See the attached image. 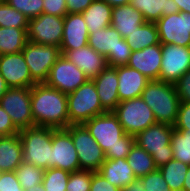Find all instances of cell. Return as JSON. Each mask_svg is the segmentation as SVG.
I'll return each mask as SVG.
<instances>
[{
    "label": "cell",
    "mask_w": 190,
    "mask_h": 191,
    "mask_svg": "<svg viewBox=\"0 0 190 191\" xmlns=\"http://www.w3.org/2000/svg\"><path fill=\"white\" fill-rule=\"evenodd\" d=\"M32 79L36 83H45L50 69L62 55L61 50L53 45H40L30 41L21 51Z\"/></svg>",
    "instance_id": "obj_9"
},
{
    "label": "cell",
    "mask_w": 190,
    "mask_h": 191,
    "mask_svg": "<svg viewBox=\"0 0 190 191\" xmlns=\"http://www.w3.org/2000/svg\"><path fill=\"white\" fill-rule=\"evenodd\" d=\"M50 168H59L69 173L80 170L78 154L71 134L66 129L52 128Z\"/></svg>",
    "instance_id": "obj_15"
},
{
    "label": "cell",
    "mask_w": 190,
    "mask_h": 191,
    "mask_svg": "<svg viewBox=\"0 0 190 191\" xmlns=\"http://www.w3.org/2000/svg\"><path fill=\"white\" fill-rule=\"evenodd\" d=\"M122 39V36L110 25L95 33H89L88 45L99 54L107 57L108 55H116V48Z\"/></svg>",
    "instance_id": "obj_27"
},
{
    "label": "cell",
    "mask_w": 190,
    "mask_h": 191,
    "mask_svg": "<svg viewBox=\"0 0 190 191\" xmlns=\"http://www.w3.org/2000/svg\"><path fill=\"white\" fill-rule=\"evenodd\" d=\"M180 12L190 13V0H174Z\"/></svg>",
    "instance_id": "obj_48"
},
{
    "label": "cell",
    "mask_w": 190,
    "mask_h": 191,
    "mask_svg": "<svg viewBox=\"0 0 190 191\" xmlns=\"http://www.w3.org/2000/svg\"><path fill=\"white\" fill-rule=\"evenodd\" d=\"M105 153L106 159L126 158L135 136L126 134L113 111L94 116L83 123Z\"/></svg>",
    "instance_id": "obj_1"
},
{
    "label": "cell",
    "mask_w": 190,
    "mask_h": 191,
    "mask_svg": "<svg viewBox=\"0 0 190 191\" xmlns=\"http://www.w3.org/2000/svg\"><path fill=\"white\" fill-rule=\"evenodd\" d=\"M9 89L4 78L0 75V98L5 94V92Z\"/></svg>",
    "instance_id": "obj_51"
},
{
    "label": "cell",
    "mask_w": 190,
    "mask_h": 191,
    "mask_svg": "<svg viewBox=\"0 0 190 191\" xmlns=\"http://www.w3.org/2000/svg\"><path fill=\"white\" fill-rule=\"evenodd\" d=\"M0 106L19 129L34 127L31 111V88H9L0 98Z\"/></svg>",
    "instance_id": "obj_10"
},
{
    "label": "cell",
    "mask_w": 190,
    "mask_h": 191,
    "mask_svg": "<svg viewBox=\"0 0 190 191\" xmlns=\"http://www.w3.org/2000/svg\"><path fill=\"white\" fill-rule=\"evenodd\" d=\"M161 61L162 49L159 43L142 50L132 51L127 66L138 70L150 81L159 80Z\"/></svg>",
    "instance_id": "obj_18"
},
{
    "label": "cell",
    "mask_w": 190,
    "mask_h": 191,
    "mask_svg": "<svg viewBox=\"0 0 190 191\" xmlns=\"http://www.w3.org/2000/svg\"><path fill=\"white\" fill-rule=\"evenodd\" d=\"M173 159L190 165V130H173L171 136Z\"/></svg>",
    "instance_id": "obj_32"
},
{
    "label": "cell",
    "mask_w": 190,
    "mask_h": 191,
    "mask_svg": "<svg viewBox=\"0 0 190 191\" xmlns=\"http://www.w3.org/2000/svg\"><path fill=\"white\" fill-rule=\"evenodd\" d=\"M25 191H45V189L43 188L42 183H40V184L33 186L30 189L25 190Z\"/></svg>",
    "instance_id": "obj_52"
},
{
    "label": "cell",
    "mask_w": 190,
    "mask_h": 191,
    "mask_svg": "<svg viewBox=\"0 0 190 191\" xmlns=\"http://www.w3.org/2000/svg\"><path fill=\"white\" fill-rule=\"evenodd\" d=\"M139 179L142 181L145 191H170L158 168Z\"/></svg>",
    "instance_id": "obj_38"
},
{
    "label": "cell",
    "mask_w": 190,
    "mask_h": 191,
    "mask_svg": "<svg viewBox=\"0 0 190 191\" xmlns=\"http://www.w3.org/2000/svg\"><path fill=\"white\" fill-rule=\"evenodd\" d=\"M66 130L71 134L80 170L98 171L106 160L105 153L86 127L83 124H71Z\"/></svg>",
    "instance_id": "obj_8"
},
{
    "label": "cell",
    "mask_w": 190,
    "mask_h": 191,
    "mask_svg": "<svg viewBox=\"0 0 190 191\" xmlns=\"http://www.w3.org/2000/svg\"><path fill=\"white\" fill-rule=\"evenodd\" d=\"M162 61L159 81L175 84L190 70V47L161 44Z\"/></svg>",
    "instance_id": "obj_13"
},
{
    "label": "cell",
    "mask_w": 190,
    "mask_h": 191,
    "mask_svg": "<svg viewBox=\"0 0 190 191\" xmlns=\"http://www.w3.org/2000/svg\"><path fill=\"white\" fill-rule=\"evenodd\" d=\"M129 4L148 22H156L162 16L180 12L174 0H130Z\"/></svg>",
    "instance_id": "obj_25"
},
{
    "label": "cell",
    "mask_w": 190,
    "mask_h": 191,
    "mask_svg": "<svg viewBox=\"0 0 190 191\" xmlns=\"http://www.w3.org/2000/svg\"><path fill=\"white\" fill-rule=\"evenodd\" d=\"M113 113L124 132L132 136L157 123L152 109L141 97L119 102Z\"/></svg>",
    "instance_id": "obj_7"
},
{
    "label": "cell",
    "mask_w": 190,
    "mask_h": 191,
    "mask_svg": "<svg viewBox=\"0 0 190 191\" xmlns=\"http://www.w3.org/2000/svg\"><path fill=\"white\" fill-rule=\"evenodd\" d=\"M188 164L175 159L158 168L170 190H182L185 175L189 169Z\"/></svg>",
    "instance_id": "obj_31"
},
{
    "label": "cell",
    "mask_w": 190,
    "mask_h": 191,
    "mask_svg": "<svg viewBox=\"0 0 190 191\" xmlns=\"http://www.w3.org/2000/svg\"><path fill=\"white\" fill-rule=\"evenodd\" d=\"M180 102H190V70L174 84Z\"/></svg>",
    "instance_id": "obj_43"
},
{
    "label": "cell",
    "mask_w": 190,
    "mask_h": 191,
    "mask_svg": "<svg viewBox=\"0 0 190 191\" xmlns=\"http://www.w3.org/2000/svg\"><path fill=\"white\" fill-rule=\"evenodd\" d=\"M100 103L106 111H113L119 104L118 77L115 67L107 66L93 78Z\"/></svg>",
    "instance_id": "obj_21"
},
{
    "label": "cell",
    "mask_w": 190,
    "mask_h": 191,
    "mask_svg": "<svg viewBox=\"0 0 190 191\" xmlns=\"http://www.w3.org/2000/svg\"><path fill=\"white\" fill-rule=\"evenodd\" d=\"M0 75L9 88H31L36 84L22 52L0 55Z\"/></svg>",
    "instance_id": "obj_16"
},
{
    "label": "cell",
    "mask_w": 190,
    "mask_h": 191,
    "mask_svg": "<svg viewBox=\"0 0 190 191\" xmlns=\"http://www.w3.org/2000/svg\"><path fill=\"white\" fill-rule=\"evenodd\" d=\"M29 20L6 1H0V27L28 29Z\"/></svg>",
    "instance_id": "obj_33"
},
{
    "label": "cell",
    "mask_w": 190,
    "mask_h": 191,
    "mask_svg": "<svg viewBox=\"0 0 190 191\" xmlns=\"http://www.w3.org/2000/svg\"><path fill=\"white\" fill-rule=\"evenodd\" d=\"M0 191H25L19 183L15 171L0 172Z\"/></svg>",
    "instance_id": "obj_40"
},
{
    "label": "cell",
    "mask_w": 190,
    "mask_h": 191,
    "mask_svg": "<svg viewBox=\"0 0 190 191\" xmlns=\"http://www.w3.org/2000/svg\"><path fill=\"white\" fill-rule=\"evenodd\" d=\"M174 127L156 123L135 136V143L149 153L157 168L173 159L171 136Z\"/></svg>",
    "instance_id": "obj_6"
},
{
    "label": "cell",
    "mask_w": 190,
    "mask_h": 191,
    "mask_svg": "<svg viewBox=\"0 0 190 191\" xmlns=\"http://www.w3.org/2000/svg\"><path fill=\"white\" fill-rule=\"evenodd\" d=\"M142 181L137 178L134 182L128 184L122 191H145Z\"/></svg>",
    "instance_id": "obj_47"
},
{
    "label": "cell",
    "mask_w": 190,
    "mask_h": 191,
    "mask_svg": "<svg viewBox=\"0 0 190 191\" xmlns=\"http://www.w3.org/2000/svg\"><path fill=\"white\" fill-rule=\"evenodd\" d=\"M64 17L42 13L29 20L28 41L40 45H53L60 48L63 36Z\"/></svg>",
    "instance_id": "obj_11"
},
{
    "label": "cell",
    "mask_w": 190,
    "mask_h": 191,
    "mask_svg": "<svg viewBox=\"0 0 190 191\" xmlns=\"http://www.w3.org/2000/svg\"><path fill=\"white\" fill-rule=\"evenodd\" d=\"M69 126L83 124L94 116L107 112L101 105L93 79L87 80L67 95Z\"/></svg>",
    "instance_id": "obj_5"
},
{
    "label": "cell",
    "mask_w": 190,
    "mask_h": 191,
    "mask_svg": "<svg viewBox=\"0 0 190 191\" xmlns=\"http://www.w3.org/2000/svg\"><path fill=\"white\" fill-rule=\"evenodd\" d=\"M19 137L22 141V162L36 167L50 168L52 149V128L34 126L21 129Z\"/></svg>",
    "instance_id": "obj_4"
},
{
    "label": "cell",
    "mask_w": 190,
    "mask_h": 191,
    "mask_svg": "<svg viewBox=\"0 0 190 191\" xmlns=\"http://www.w3.org/2000/svg\"><path fill=\"white\" fill-rule=\"evenodd\" d=\"M70 173L59 169L49 168L44 170L42 185L45 191H66Z\"/></svg>",
    "instance_id": "obj_35"
},
{
    "label": "cell",
    "mask_w": 190,
    "mask_h": 191,
    "mask_svg": "<svg viewBox=\"0 0 190 191\" xmlns=\"http://www.w3.org/2000/svg\"><path fill=\"white\" fill-rule=\"evenodd\" d=\"M126 160L136 178L146 176L157 169L152 156L136 143L131 148Z\"/></svg>",
    "instance_id": "obj_30"
},
{
    "label": "cell",
    "mask_w": 190,
    "mask_h": 191,
    "mask_svg": "<svg viewBox=\"0 0 190 191\" xmlns=\"http://www.w3.org/2000/svg\"><path fill=\"white\" fill-rule=\"evenodd\" d=\"M17 179L24 190H28L43 181L44 169L29 163H21L15 170Z\"/></svg>",
    "instance_id": "obj_34"
},
{
    "label": "cell",
    "mask_w": 190,
    "mask_h": 191,
    "mask_svg": "<svg viewBox=\"0 0 190 191\" xmlns=\"http://www.w3.org/2000/svg\"><path fill=\"white\" fill-rule=\"evenodd\" d=\"M89 30L81 13H68L64 17V28L60 50H76L88 45Z\"/></svg>",
    "instance_id": "obj_19"
},
{
    "label": "cell",
    "mask_w": 190,
    "mask_h": 191,
    "mask_svg": "<svg viewBox=\"0 0 190 191\" xmlns=\"http://www.w3.org/2000/svg\"><path fill=\"white\" fill-rule=\"evenodd\" d=\"M89 78L74 63L61 55L50 69L45 84L65 93L74 92Z\"/></svg>",
    "instance_id": "obj_12"
},
{
    "label": "cell",
    "mask_w": 190,
    "mask_h": 191,
    "mask_svg": "<svg viewBox=\"0 0 190 191\" xmlns=\"http://www.w3.org/2000/svg\"><path fill=\"white\" fill-rule=\"evenodd\" d=\"M118 77V96L119 101H126L141 97L150 80L138 70L127 65L116 66Z\"/></svg>",
    "instance_id": "obj_20"
},
{
    "label": "cell",
    "mask_w": 190,
    "mask_h": 191,
    "mask_svg": "<svg viewBox=\"0 0 190 191\" xmlns=\"http://www.w3.org/2000/svg\"><path fill=\"white\" fill-rule=\"evenodd\" d=\"M43 3V13L60 17H65L68 14L66 0H43Z\"/></svg>",
    "instance_id": "obj_42"
},
{
    "label": "cell",
    "mask_w": 190,
    "mask_h": 191,
    "mask_svg": "<svg viewBox=\"0 0 190 191\" xmlns=\"http://www.w3.org/2000/svg\"><path fill=\"white\" fill-rule=\"evenodd\" d=\"M155 24L160 44L190 47V13L178 12L162 16Z\"/></svg>",
    "instance_id": "obj_14"
},
{
    "label": "cell",
    "mask_w": 190,
    "mask_h": 191,
    "mask_svg": "<svg viewBox=\"0 0 190 191\" xmlns=\"http://www.w3.org/2000/svg\"><path fill=\"white\" fill-rule=\"evenodd\" d=\"M22 156L19 134L0 136V172L15 171L22 163Z\"/></svg>",
    "instance_id": "obj_24"
},
{
    "label": "cell",
    "mask_w": 190,
    "mask_h": 191,
    "mask_svg": "<svg viewBox=\"0 0 190 191\" xmlns=\"http://www.w3.org/2000/svg\"><path fill=\"white\" fill-rule=\"evenodd\" d=\"M90 191H122L116 186L110 184L101 174L97 171H91V187Z\"/></svg>",
    "instance_id": "obj_44"
},
{
    "label": "cell",
    "mask_w": 190,
    "mask_h": 191,
    "mask_svg": "<svg viewBox=\"0 0 190 191\" xmlns=\"http://www.w3.org/2000/svg\"><path fill=\"white\" fill-rule=\"evenodd\" d=\"M6 2L24 14L28 20L38 17L43 13V0H6Z\"/></svg>",
    "instance_id": "obj_36"
},
{
    "label": "cell",
    "mask_w": 190,
    "mask_h": 191,
    "mask_svg": "<svg viewBox=\"0 0 190 191\" xmlns=\"http://www.w3.org/2000/svg\"><path fill=\"white\" fill-rule=\"evenodd\" d=\"M91 171L79 170L70 173L66 191H90Z\"/></svg>",
    "instance_id": "obj_37"
},
{
    "label": "cell",
    "mask_w": 190,
    "mask_h": 191,
    "mask_svg": "<svg viewBox=\"0 0 190 191\" xmlns=\"http://www.w3.org/2000/svg\"><path fill=\"white\" fill-rule=\"evenodd\" d=\"M144 22L146 21L143 15L130 4L116 6L112 9L111 26L124 39L138 30Z\"/></svg>",
    "instance_id": "obj_23"
},
{
    "label": "cell",
    "mask_w": 190,
    "mask_h": 191,
    "mask_svg": "<svg viewBox=\"0 0 190 191\" xmlns=\"http://www.w3.org/2000/svg\"><path fill=\"white\" fill-rule=\"evenodd\" d=\"M34 126L66 129L69 126L67 95L45 83L31 87Z\"/></svg>",
    "instance_id": "obj_2"
},
{
    "label": "cell",
    "mask_w": 190,
    "mask_h": 191,
    "mask_svg": "<svg viewBox=\"0 0 190 191\" xmlns=\"http://www.w3.org/2000/svg\"><path fill=\"white\" fill-rule=\"evenodd\" d=\"M112 9L113 7L103 0H94L91 5L81 13L89 33H95L111 25Z\"/></svg>",
    "instance_id": "obj_26"
},
{
    "label": "cell",
    "mask_w": 190,
    "mask_h": 191,
    "mask_svg": "<svg viewBox=\"0 0 190 191\" xmlns=\"http://www.w3.org/2000/svg\"><path fill=\"white\" fill-rule=\"evenodd\" d=\"M97 172L121 190L137 179L126 158L106 159Z\"/></svg>",
    "instance_id": "obj_22"
},
{
    "label": "cell",
    "mask_w": 190,
    "mask_h": 191,
    "mask_svg": "<svg viewBox=\"0 0 190 191\" xmlns=\"http://www.w3.org/2000/svg\"><path fill=\"white\" fill-rule=\"evenodd\" d=\"M94 0H66L67 13H82Z\"/></svg>",
    "instance_id": "obj_46"
},
{
    "label": "cell",
    "mask_w": 190,
    "mask_h": 191,
    "mask_svg": "<svg viewBox=\"0 0 190 191\" xmlns=\"http://www.w3.org/2000/svg\"><path fill=\"white\" fill-rule=\"evenodd\" d=\"M19 131L9 114L0 106V136L18 134Z\"/></svg>",
    "instance_id": "obj_45"
},
{
    "label": "cell",
    "mask_w": 190,
    "mask_h": 191,
    "mask_svg": "<svg viewBox=\"0 0 190 191\" xmlns=\"http://www.w3.org/2000/svg\"><path fill=\"white\" fill-rule=\"evenodd\" d=\"M103 1L106 2L108 5H110L111 7L128 5L130 3V0H103Z\"/></svg>",
    "instance_id": "obj_49"
},
{
    "label": "cell",
    "mask_w": 190,
    "mask_h": 191,
    "mask_svg": "<svg viewBox=\"0 0 190 191\" xmlns=\"http://www.w3.org/2000/svg\"><path fill=\"white\" fill-rule=\"evenodd\" d=\"M176 130H190V102H181L177 119L174 124Z\"/></svg>",
    "instance_id": "obj_41"
},
{
    "label": "cell",
    "mask_w": 190,
    "mask_h": 191,
    "mask_svg": "<svg viewBox=\"0 0 190 191\" xmlns=\"http://www.w3.org/2000/svg\"><path fill=\"white\" fill-rule=\"evenodd\" d=\"M132 51L142 50L159 44V34L155 22H144L138 30L125 38Z\"/></svg>",
    "instance_id": "obj_29"
},
{
    "label": "cell",
    "mask_w": 190,
    "mask_h": 191,
    "mask_svg": "<svg viewBox=\"0 0 190 191\" xmlns=\"http://www.w3.org/2000/svg\"><path fill=\"white\" fill-rule=\"evenodd\" d=\"M182 190L190 191V166H189L187 174L185 175V179H184Z\"/></svg>",
    "instance_id": "obj_50"
},
{
    "label": "cell",
    "mask_w": 190,
    "mask_h": 191,
    "mask_svg": "<svg viewBox=\"0 0 190 191\" xmlns=\"http://www.w3.org/2000/svg\"><path fill=\"white\" fill-rule=\"evenodd\" d=\"M131 47L123 38L116 48V55H108L106 57L107 64L110 67L127 65L131 56Z\"/></svg>",
    "instance_id": "obj_39"
},
{
    "label": "cell",
    "mask_w": 190,
    "mask_h": 191,
    "mask_svg": "<svg viewBox=\"0 0 190 191\" xmlns=\"http://www.w3.org/2000/svg\"><path fill=\"white\" fill-rule=\"evenodd\" d=\"M63 56L82 70L89 79H93L107 66L106 57L89 45L76 50H61Z\"/></svg>",
    "instance_id": "obj_17"
},
{
    "label": "cell",
    "mask_w": 190,
    "mask_h": 191,
    "mask_svg": "<svg viewBox=\"0 0 190 191\" xmlns=\"http://www.w3.org/2000/svg\"><path fill=\"white\" fill-rule=\"evenodd\" d=\"M141 98L152 109L157 123L174 126L181 103L174 84L151 80Z\"/></svg>",
    "instance_id": "obj_3"
},
{
    "label": "cell",
    "mask_w": 190,
    "mask_h": 191,
    "mask_svg": "<svg viewBox=\"0 0 190 191\" xmlns=\"http://www.w3.org/2000/svg\"><path fill=\"white\" fill-rule=\"evenodd\" d=\"M27 30L0 27V55L21 52L28 42Z\"/></svg>",
    "instance_id": "obj_28"
}]
</instances>
